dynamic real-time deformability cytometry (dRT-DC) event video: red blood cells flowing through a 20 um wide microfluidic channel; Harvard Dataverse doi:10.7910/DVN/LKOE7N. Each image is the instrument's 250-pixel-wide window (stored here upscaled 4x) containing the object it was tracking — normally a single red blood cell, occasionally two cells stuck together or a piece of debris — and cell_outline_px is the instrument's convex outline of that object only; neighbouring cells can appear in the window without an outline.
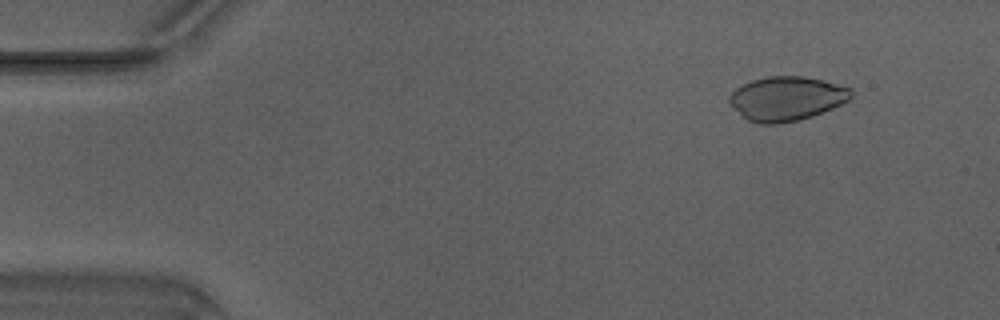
{"species": "Egyptian fruit bat (a non-hibernating species)", "species_latin": "Rousettus aegyptiacus", "temperature_condition": "warm", "stored_images_in_passage": 45, "camera_frame_rate_fps": 3000, "um_per_image_px": 0.085, "animal": {"sex": "male"}, "frame": {"image": 1, "passage_image": 5, "time_ms": 1.333, "image_size_px": [1000, 320], "cell_outline_px": [[852, 96], [848, 100], [832, 108], [812, 116], [796, 120], [776, 124], [760, 124], [748, 120], [728, 100], [728, 96], [736, 88], [752, 80], [768, 76], [804, 76], [824, 80], [852, 88]], "centroid_in_image_um": [66.88, 8.36], "position_along_channel_um": 18.1, "area_um2": 31.04}}
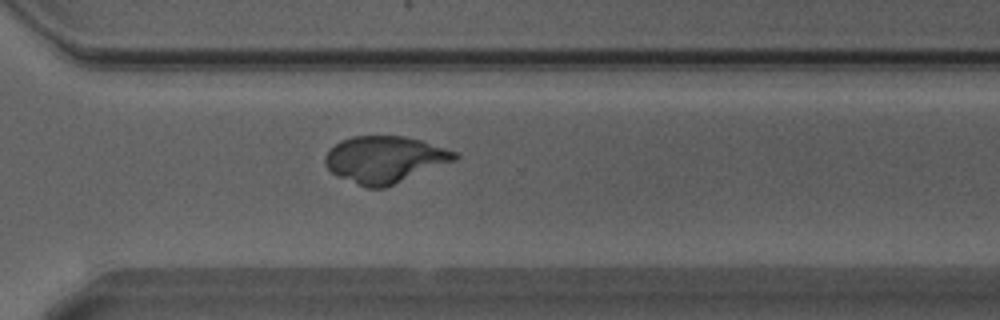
{"frame": {"image": 2, "passage_image": 35, "time_ms": 11.333, "image_size_px": [1000, 320], "cell_outline_px": [[460, 156], [456, 160], [384, 188], [368, 188], [336, 176], [324, 164], [324, 156], [340, 140], [352, 136], [404, 136], [424, 140], [456, 152]], "centroid_in_image_um": [32.71, 13.54], "position_along_channel_um": 337.9, "area_um2": 35.32}}
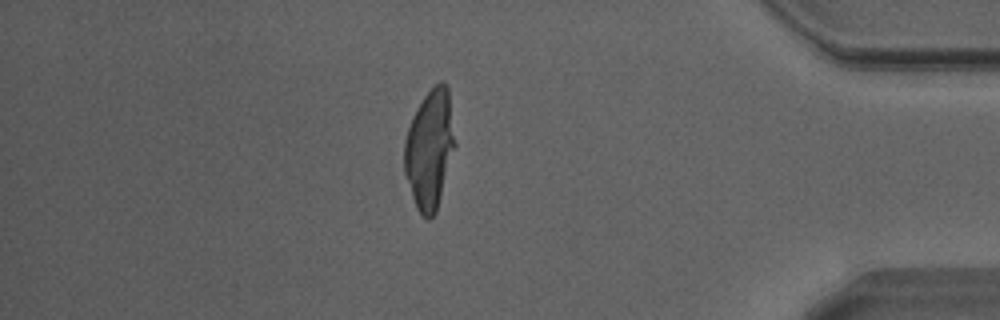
{"frame": {"image": 3, "passage_image": 42, "time_ms": 13.667, "image_size_px": [1000, 320], "cell_outline_px": [[456, 144], [436, 212], [428, 220], [416, 208], [404, 172], [404, 140], [412, 116], [416, 108], [424, 96], [440, 80], [444, 80], [448, 88]], "centroid_in_image_um": [36.52, 12.66], "position_along_channel_um": 398.7, "area_um2": 35.08}}